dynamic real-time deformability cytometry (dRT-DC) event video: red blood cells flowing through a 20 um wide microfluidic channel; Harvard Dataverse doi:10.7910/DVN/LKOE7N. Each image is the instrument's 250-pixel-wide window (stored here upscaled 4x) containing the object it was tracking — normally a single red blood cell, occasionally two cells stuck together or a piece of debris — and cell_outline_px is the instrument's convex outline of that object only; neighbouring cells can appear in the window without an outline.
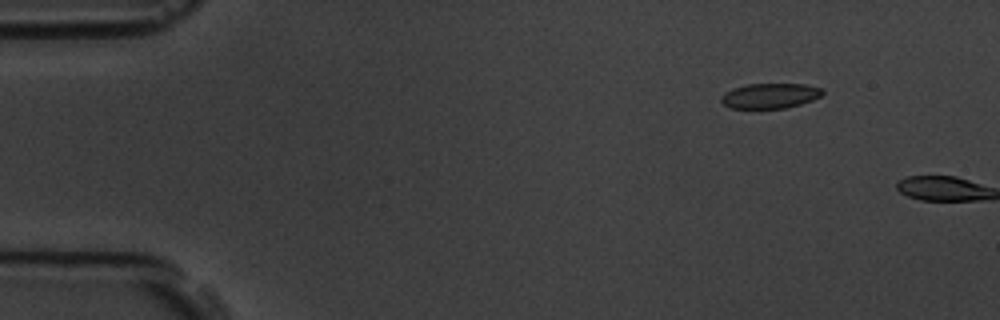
{"species": "common noctule bat (a hibernating species)", "species_latin": "Nyctalus noctula", "temperature_condition": "room temperature", "stored_images_in_passage": 2, "camera_frame_rate_fps": 3000, "um_per_image_px": 0.085, "animal": {"sex": "male", "body_mass_g": 19.5, "forearm_length_mm": 54.6}, "frame": {"image": 1, "passage_image": 1, "time_ms": 0.0, "image_size_px": [1000, 320], "cell_outline_px": [[824, 92], [820, 96], [812, 100], [800, 104], [784, 108], [728, 108], [720, 100], [720, 96], [724, 92], [732, 88], [748, 84], [804, 84], [820, 88]], "centroid_in_image_um": [65.4, 8.14], "position_along_channel_um": 19.6, "area_um2": 14.8}}